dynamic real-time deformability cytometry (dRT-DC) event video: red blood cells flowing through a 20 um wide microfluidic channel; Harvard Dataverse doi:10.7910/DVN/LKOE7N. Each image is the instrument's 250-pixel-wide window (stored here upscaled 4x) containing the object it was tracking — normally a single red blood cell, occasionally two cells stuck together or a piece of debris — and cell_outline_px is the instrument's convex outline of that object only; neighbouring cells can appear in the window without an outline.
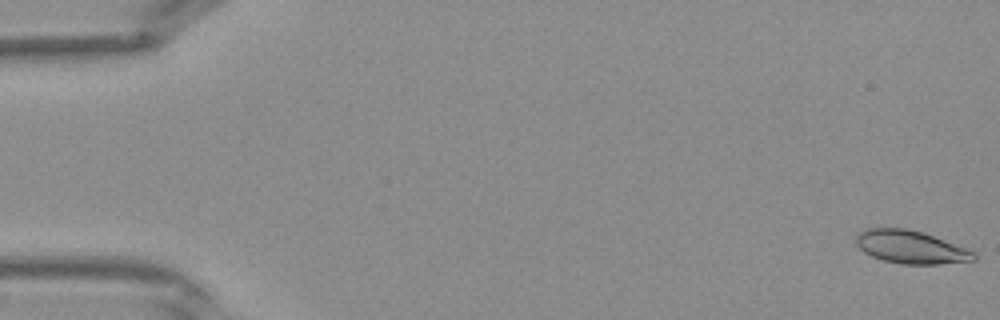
{"species": "Egyptian fruit bat (a non-hibernating species)", "species_latin": "Rousettus aegyptiacus", "temperature_condition": "warm", "stored_images_in_passage": 41, "camera_frame_rate_fps": 3000, "um_per_image_px": 0.085, "frame": {"image": 1, "passage_image": 1, "time_ms": 0.0, "image_size_px": [1000, 320], "cell_outline_px": [[976, 260], [940, 264], [900, 264], [884, 260], [872, 256], [864, 252], [856, 244], [856, 236], [860, 232], [868, 228], [904, 228], [924, 232], [968, 248], [976, 252]], "centroid_in_image_um": [77.46, 21.0], "position_along_channel_um": 7.5, "area_um2": 22.77}}
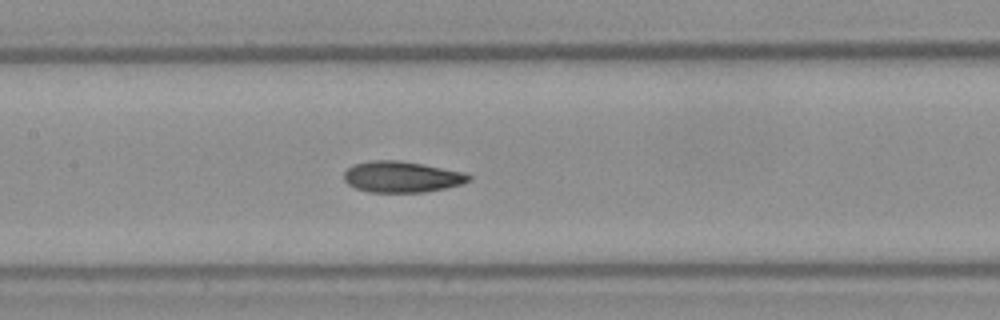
{"frame": {"image": 2, "passage_image": 20, "time_ms": 6.333, "image_size_px": [1000, 320], "cell_outline_px": [[472, 180], [460, 184], [444, 188], [424, 192], [368, 192], [356, 188], [348, 184], [344, 180], [344, 172], [352, 164], [368, 160], [400, 160], [424, 164], [460, 172], [472, 176]], "centroid_in_image_um": [34.1, 15.02], "position_along_channel_um": 173.3, "area_um2": 22.6}}
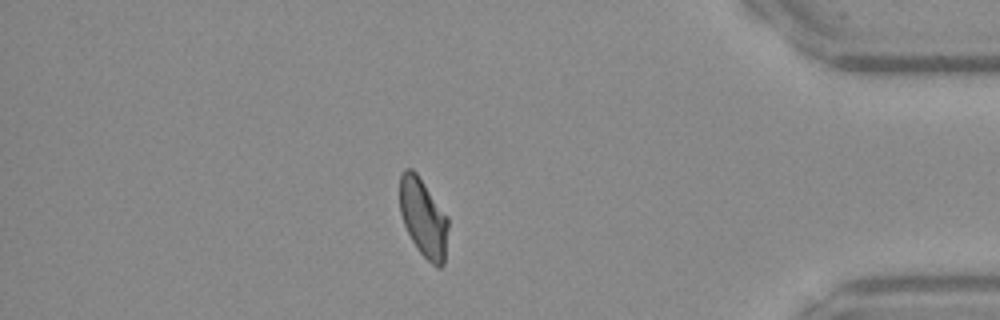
{"frame": {"image": 3, "passage_image": 36, "time_ms": 11.667, "image_size_px": [1000, 320], "cell_outline_px": [[448, 228], [444, 264], [440, 268], [436, 268], [420, 252], [412, 240], [404, 224], [400, 212], [400, 172], [404, 168], [412, 168], [416, 172], [448, 216]], "centroid_in_image_um": [35.99, 18.49], "position_along_channel_um": 399.2, "area_um2": 22.14}}